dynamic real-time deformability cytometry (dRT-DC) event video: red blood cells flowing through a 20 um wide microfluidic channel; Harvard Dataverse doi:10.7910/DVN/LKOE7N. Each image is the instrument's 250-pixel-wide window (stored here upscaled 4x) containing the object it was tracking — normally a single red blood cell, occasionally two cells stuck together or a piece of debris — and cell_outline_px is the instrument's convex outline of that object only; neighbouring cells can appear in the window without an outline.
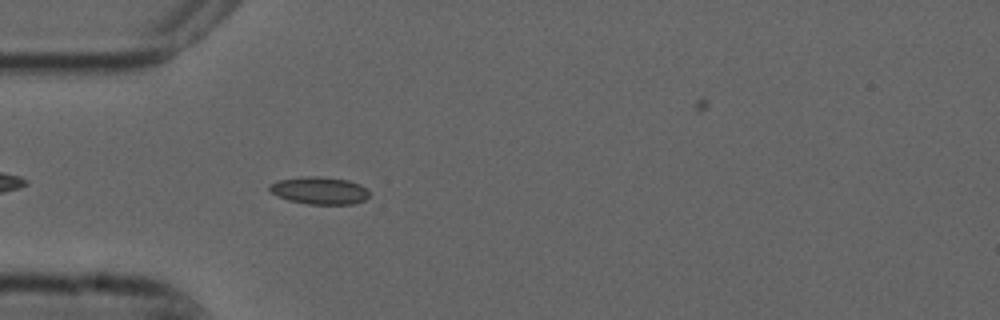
{"species": "common noctule bat (a hibernating species)", "species_latin": "Nyctalus noctula", "temperature_condition": "cold", "stored_images_in_passage": 5, "camera_frame_rate_fps": 3000, "um_per_image_px": 0.085, "animal": {"sex": "male", "forearm_length_mm": 52.5}, "frame": {"image": 1, "passage_image": 5, "time_ms": 1.333, "image_size_px": [1000, 320], "cell_outline_px": [[368, 196], [364, 200], [352, 204], [308, 204], [288, 200], [272, 192], [268, 188], [268, 184], [276, 180], [304, 176], [320, 176], [348, 180], [360, 184], [368, 188]], "centroid_in_image_um": [27.15, 16.18], "position_along_channel_um": 57.9, "area_um2": 16.01}}